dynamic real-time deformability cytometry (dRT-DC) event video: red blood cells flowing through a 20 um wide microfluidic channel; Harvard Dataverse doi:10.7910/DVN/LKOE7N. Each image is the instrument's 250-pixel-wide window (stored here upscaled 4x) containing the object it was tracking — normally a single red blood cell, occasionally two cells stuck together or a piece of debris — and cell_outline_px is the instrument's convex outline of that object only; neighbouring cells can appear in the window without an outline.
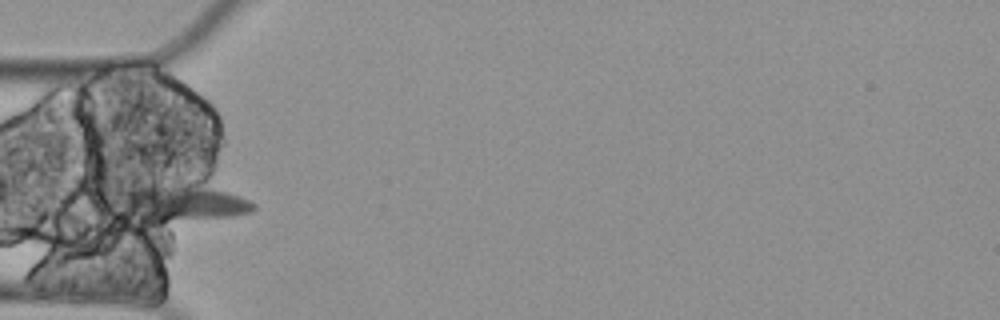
{"species": "Egyptian fruit bat (a non-hibernating species)", "species_latin": "Rousettus aegyptiacus", "temperature_condition": "cold", "stored_images_in_passage": 5, "camera_frame_rate_fps": 3000, "um_per_image_px": 0.085, "animal": {"sex": "female"}, "frame": {"image": 1, "passage_image": 5, "time_ms": 1.333, "image_size_px": [1000, 320], "cell_outline_px": [[256, 208], [248, 212], [232, 216], [168, 220], [116, 220], [112, 204], [112, 200], [116, 196], [128, 188], [188, 180], [192, 180], [240, 196], [256, 204]], "centroid_in_image_um": [15.13, 17.2], "position_along_channel_um": 69.9, "area_um2": 30.81}}